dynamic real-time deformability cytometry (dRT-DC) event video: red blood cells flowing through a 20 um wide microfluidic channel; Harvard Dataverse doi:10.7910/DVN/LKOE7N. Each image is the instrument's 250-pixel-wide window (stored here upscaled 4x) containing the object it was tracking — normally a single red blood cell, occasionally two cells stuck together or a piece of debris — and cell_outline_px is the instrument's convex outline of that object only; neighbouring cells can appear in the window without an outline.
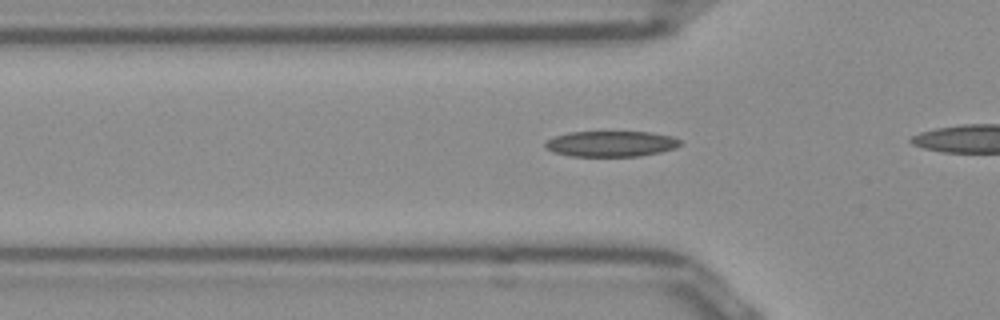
{"species": "Egyptian fruit bat (a non-hibernating species)", "species_latin": "Rousettus aegyptiacus", "temperature_condition": "room temperature", "stored_images_in_passage": 8, "camera_frame_rate_fps": 3000, "um_per_image_px": 0.085, "frame": {"image": 1, "passage_image": 2, "time_ms": 0.333, "image_size_px": [1000, 320], "cell_outline_px": [[680, 144], [676, 148], [660, 152], [636, 156], [568, 156], [552, 152], [544, 148], [544, 144], [548, 140], [556, 136], [568, 132], [652, 132], [672, 136], [680, 140]], "centroid_in_image_um": [51.91, 12.22], "position_along_channel_um": 73.9, "area_um2": 20.23}}
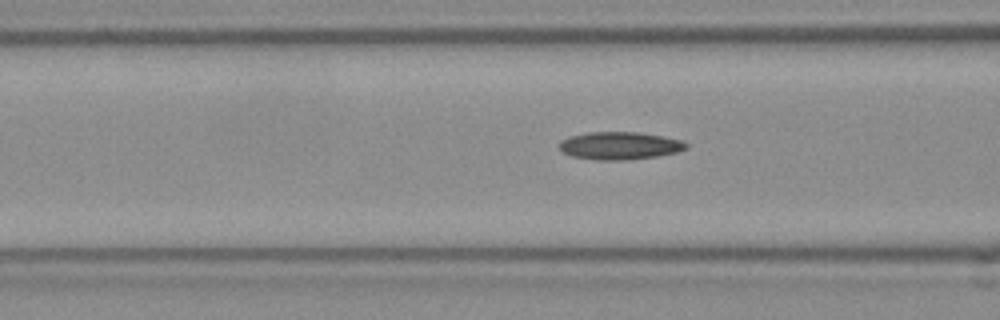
{"frame": {"image": 2, "passage_image": 5, "time_ms": 1.333, "image_size_px": [1000, 320], "cell_outline_px": [[688, 148], [676, 152], [656, 156], [624, 160], [596, 160], [572, 156], [564, 152], [560, 148], [560, 140], [568, 136], [588, 132], [640, 132], [684, 140], [688, 144]], "centroid_in_image_um": [52.69, 12.37], "position_along_channel_um": 113.9, "area_um2": 20.52}}